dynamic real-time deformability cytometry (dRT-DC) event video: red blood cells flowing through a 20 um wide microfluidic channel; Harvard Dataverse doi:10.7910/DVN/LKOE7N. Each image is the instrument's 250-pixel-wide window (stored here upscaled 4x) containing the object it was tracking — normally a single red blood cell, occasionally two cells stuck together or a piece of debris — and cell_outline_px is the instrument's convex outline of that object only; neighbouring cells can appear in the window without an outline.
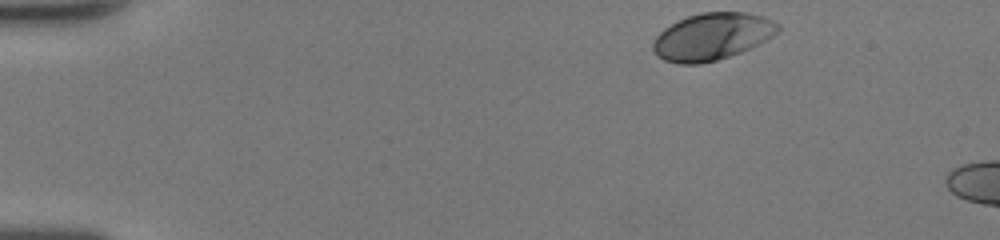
{"species": "human", "species_latin": "Homo sapiens", "temperature_condition": "room temperature", "stored_images_in_passage": 8, "camera_frame_rate_fps": 3000, "um_per_image_px": 0.085, "donor": {"sex": "female"}, "frame": {"image": 1, "passage_image": 1, "time_ms": 0.0, "image_size_px": [1000, 240], "cell_outline_px": [[780, 28], [772, 36], [740, 52], [716, 60], [700, 64], [680, 64], [664, 60], [656, 56], [652, 48], [652, 44], [656, 36], [664, 28], [688, 16], [704, 12], [744, 12], [760, 16], [772, 20], [780, 24]], "centroid_in_image_um": [60.49, 3.11], "position_along_channel_um": 24.5, "area_um2": 33.81}}